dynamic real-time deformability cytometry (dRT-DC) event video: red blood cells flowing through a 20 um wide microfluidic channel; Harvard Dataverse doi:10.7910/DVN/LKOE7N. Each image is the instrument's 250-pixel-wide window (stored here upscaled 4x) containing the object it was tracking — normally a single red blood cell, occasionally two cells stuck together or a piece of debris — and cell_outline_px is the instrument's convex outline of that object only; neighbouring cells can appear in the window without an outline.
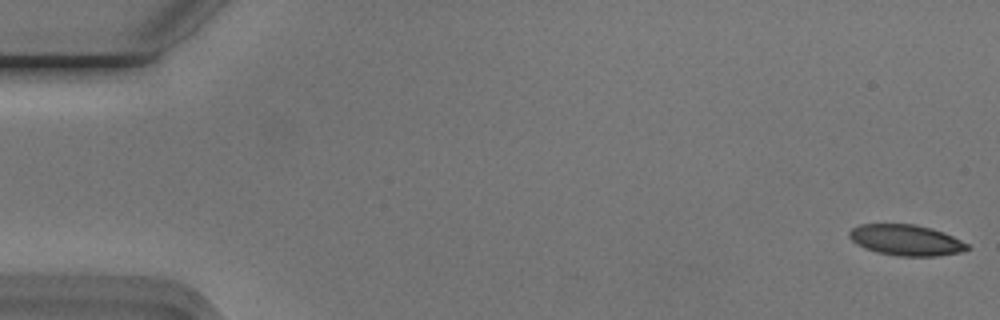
{"species": "Egyptian fruit bat (a non-hibernating species)", "species_latin": "Rousettus aegyptiacus", "temperature_condition": "cold", "stored_images_in_passage": 51, "camera_frame_rate_fps": 3000, "um_per_image_px": 0.085, "animal": {"sex": "male"}, "frame": {"image": 1, "passage_image": 1, "time_ms": 0.0, "image_size_px": [1000, 320], "cell_outline_px": [[972, 248], [960, 252], [936, 256], [900, 256], [876, 252], [864, 248], [856, 244], [848, 236], [848, 232], [852, 228], [860, 224], [916, 224], [932, 228], [944, 232], [968, 244]], "centroid_in_image_um": [77.0, 20.4], "position_along_channel_um": 8.0, "area_um2": 21.33}}
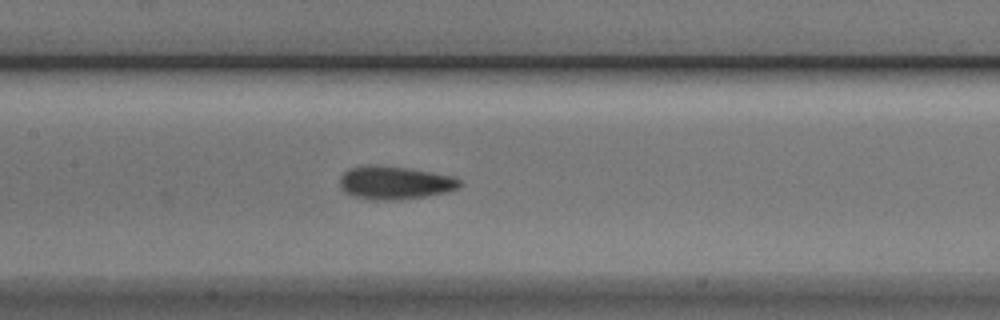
{"frame": {"image": 2, "passage_image": 26, "time_ms": 8.333, "image_size_px": [1000, 320], "cell_outline_px": [[464, 184], [460, 188], [448, 192], [424, 196], [396, 200], [364, 200], [352, 196], [344, 192], [340, 188], [340, 176], [348, 168], [376, 164], [408, 168], [452, 176], [460, 180]], "centroid_in_image_um": [33.54, 15.54], "position_along_channel_um": 173.9, "area_um2": 23.52}}
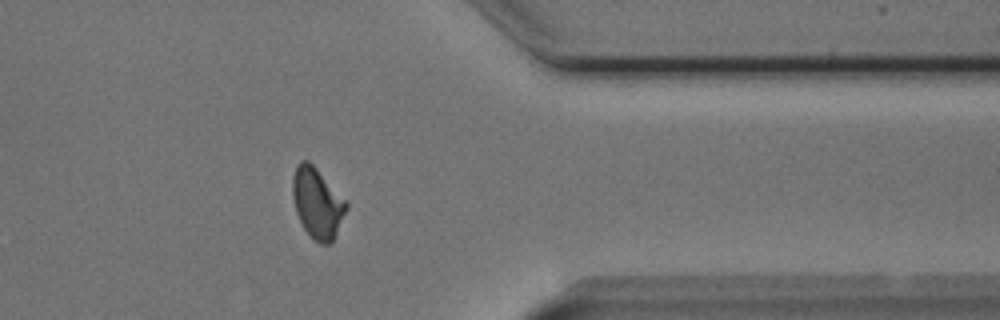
{"frame": {"image": 3, "passage_image": 44, "time_ms": 14.333, "image_size_px": [1000, 320], "cell_outline_px": [[348, 208], [332, 240], [328, 244], [320, 244], [312, 240], [304, 228], [296, 212], [292, 196], [292, 176], [296, 164], [300, 160], [308, 160], [316, 168], [348, 204]], "centroid_in_image_um": [26.93, 17.25], "position_along_channel_um": 384.5, "area_um2": 21.79}, "authors_computed_cell_mechanics": {"area_um2": 22.3108, "velocity_mm_per_s": 3.7398, "shape_relaxation_time_tau1_ms": 6.4574, "shape_relaxation_time_tau2_ms": 2.2261, "deformation_change_tau1": 0.1425, "deformation_change_tau2": 0.0925}}